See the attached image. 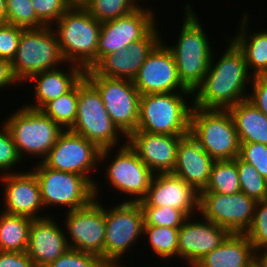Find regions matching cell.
Here are the masks:
<instances>
[{
	"mask_svg": "<svg viewBox=\"0 0 267 267\" xmlns=\"http://www.w3.org/2000/svg\"><path fill=\"white\" fill-rule=\"evenodd\" d=\"M162 42L163 40L147 56L133 79L134 86L140 95L172 93L179 88L181 94L193 96L179 78L172 52Z\"/></svg>",
	"mask_w": 267,
	"mask_h": 267,
	"instance_id": "15",
	"label": "cell"
},
{
	"mask_svg": "<svg viewBox=\"0 0 267 267\" xmlns=\"http://www.w3.org/2000/svg\"><path fill=\"white\" fill-rule=\"evenodd\" d=\"M248 15L244 13L241 23V31L231 40L242 51L248 70H252L253 77L267 76V30L258 31L248 36Z\"/></svg>",
	"mask_w": 267,
	"mask_h": 267,
	"instance_id": "28",
	"label": "cell"
},
{
	"mask_svg": "<svg viewBox=\"0 0 267 267\" xmlns=\"http://www.w3.org/2000/svg\"><path fill=\"white\" fill-rule=\"evenodd\" d=\"M240 191L237 157L234 160L214 161L208 183L202 192L232 195Z\"/></svg>",
	"mask_w": 267,
	"mask_h": 267,
	"instance_id": "30",
	"label": "cell"
},
{
	"mask_svg": "<svg viewBox=\"0 0 267 267\" xmlns=\"http://www.w3.org/2000/svg\"><path fill=\"white\" fill-rule=\"evenodd\" d=\"M139 204L141 207L176 208L191 217L194 211H199V193L172 172L156 173Z\"/></svg>",
	"mask_w": 267,
	"mask_h": 267,
	"instance_id": "18",
	"label": "cell"
},
{
	"mask_svg": "<svg viewBox=\"0 0 267 267\" xmlns=\"http://www.w3.org/2000/svg\"><path fill=\"white\" fill-rule=\"evenodd\" d=\"M100 149L115 148L118 137L127 138L113 123L98 90L84 76L78 82V105L75 124L70 129Z\"/></svg>",
	"mask_w": 267,
	"mask_h": 267,
	"instance_id": "6",
	"label": "cell"
},
{
	"mask_svg": "<svg viewBox=\"0 0 267 267\" xmlns=\"http://www.w3.org/2000/svg\"><path fill=\"white\" fill-rule=\"evenodd\" d=\"M0 267H36L27 252L0 251Z\"/></svg>",
	"mask_w": 267,
	"mask_h": 267,
	"instance_id": "44",
	"label": "cell"
},
{
	"mask_svg": "<svg viewBox=\"0 0 267 267\" xmlns=\"http://www.w3.org/2000/svg\"><path fill=\"white\" fill-rule=\"evenodd\" d=\"M119 148L106 169L108 182L117 191L134 196L126 202H140L146 196L155 173L127 142Z\"/></svg>",
	"mask_w": 267,
	"mask_h": 267,
	"instance_id": "17",
	"label": "cell"
},
{
	"mask_svg": "<svg viewBox=\"0 0 267 267\" xmlns=\"http://www.w3.org/2000/svg\"><path fill=\"white\" fill-rule=\"evenodd\" d=\"M187 8V9H186ZM185 17L176 45L167 46L172 52L179 78L192 93L202 83L213 57L212 48L199 18L191 5H185ZM198 19V20H197Z\"/></svg>",
	"mask_w": 267,
	"mask_h": 267,
	"instance_id": "2",
	"label": "cell"
},
{
	"mask_svg": "<svg viewBox=\"0 0 267 267\" xmlns=\"http://www.w3.org/2000/svg\"><path fill=\"white\" fill-rule=\"evenodd\" d=\"M100 28L101 23L86 9L69 8L55 28L65 63L91 69L96 64Z\"/></svg>",
	"mask_w": 267,
	"mask_h": 267,
	"instance_id": "3",
	"label": "cell"
},
{
	"mask_svg": "<svg viewBox=\"0 0 267 267\" xmlns=\"http://www.w3.org/2000/svg\"><path fill=\"white\" fill-rule=\"evenodd\" d=\"M7 126L18 154L22 159L27 155L40 156L42 160L56 143L63 129L41 110L23 105L4 122ZM23 153L25 155H23Z\"/></svg>",
	"mask_w": 267,
	"mask_h": 267,
	"instance_id": "9",
	"label": "cell"
},
{
	"mask_svg": "<svg viewBox=\"0 0 267 267\" xmlns=\"http://www.w3.org/2000/svg\"><path fill=\"white\" fill-rule=\"evenodd\" d=\"M121 265L122 264H120V263H113V264H111V267H122ZM123 267H126V266H123Z\"/></svg>",
	"mask_w": 267,
	"mask_h": 267,
	"instance_id": "49",
	"label": "cell"
},
{
	"mask_svg": "<svg viewBox=\"0 0 267 267\" xmlns=\"http://www.w3.org/2000/svg\"><path fill=\"white\" fill-rule=\"evenodd\" d=\"M1 175L0 181L3 182L2 184L5 183L3 212L11 215H23L32 219L44 218L38 216V210L44 206L41 200L40 186L32 170Z\"/></svg>",
	"mask_w": 267,
	"mask_h": 267,
	"instance_id": "22",
	"label": "cell"
},
{
	"mask_svg": "<svg viewBox=\"0 0 267 267\" xmlns=\"http://www.w3.org/2000/svg\"><path fill=\"white\" fill-rule=\"evenodd\" d=\"M66 229L69 248L98 255L104 261L106 224L104 207L94 198L88 205L68 211Z\"/></svg>",
	"mask_w": 267,
	"mask_h": 267,
	"instance_id": "16",
	"label": "cell"
},
{
	"mask_svg": "<svg viewBox=\"0 0 267 267\" xmlns=\"http://www.w3.org/2000/svg\"><path fill=\"white\" fill-rule=\"evenodd\" d=\"M102 267H111L110 263H105Z\"/></svg>",
	"mask_w": 267,
	"mask_h": 267,
	"instance_id": "50",
	"label": "cell"
},
{
	"mask_svg": "<svg viewBox=\"0 0 267 267\" xmlns=\"http://www.w3.org/2000/svg\"><path fill=\"white\" fill-rule=\"evenodd\" d=\"M230 45L221 58L210 66L202 83L195 89L192 106L203 109H228L248 99L246 90L249 70L242 51L230 39ZM249 75V76H248ZM197 93V94H196Z\"/></svg>",
	"mask_w": 267,
	"mask_h": 267,
	"instance_id": "1",
	"label": "cell"
},
{
	"mask_svg": "<svg viewBox=\"0 0 267 267\" xmlns=\"http://www.w3.org/2000/svg\"><path fill=\"white\" fill-rule=\"evenodd\" d=\"M6 0H0V23L5 22L6 13H5Z\"/></svg>",
	"mask_w": 267,
	"mask_h": 267,
	"instance_id": "48",
	"label": "cell"
},
{
	"mask_svg": "<svg viewBox=\"0 0 267 267\" xmlns=\"http://www.w3.org/2000/svg\"><path fill=\"white\" fill-rule=\"evenodd\" d=\"M34 169L44 207L62 205L71 211L88 205L95 198L94 185L85 176L51 169L41 161Z\"/></svg>",
	"mask_w": 267,
	"mask_h": 267,
	"instance_id": "11",
	"label": "cell"
},
{
	"mask_svg": "<svg viewBox=\"0 0 267 267\" xmlns=\"http://www.w3.org/2000/svg\"><path fill=\"white\" fill-rule=\"evenodd\" d=\"M245 234L254 249L267 247V200L256 202L252 224Z\"/></svg>",
	"mask_w": 267,
	"mask_h": 267,
	"instance_id": "37",
	"label": "cell"
},
{
	"mask_svg": "<svg viewBox=\"0 0 267 267\" xmlns=\"http://www.w3.org/2000/svg\"><path fill=\"white\" fill-rule=\"evenodd\" d=\"M104 264L98 255L70 248L47 267H102Z\"/></svg>",
	"mask_w": 267,
	"mask_h": 267,
	"instance_id": "38",
	"label": "cell"
},
{
	"mask_svg": "<svg viewBox=\"0 0 267 267\" xmlns=\"http://www.w3.org/2000/svg\"><path fill=\"white\" fill-rule=\"evenodd\" d=\"M85 77L101 94L103 104L118 129L126 137L136 131L141 95L133 81L97 75L92 69L85 70Z\"/></svg>",
	"mask_w": 267,
	"mask_h": 267,
	"instance_id": "10",
	"label": "cell"
},
{
	"mask_svg": "<svg viewBox=\"0 0 267 267\" xmlns=\"http://www.w3.org/2000/svg\"><path fill=\"white\" fill-rule=\"evenodd\" d=\"M24 29L6 22L0 23V58L11 62L14 60Z\"/></svg>",
	"mask_w": 267,
	"mask_h": 267,
	"instance_id": "40",
	"label": "cell"
},
{
	"mask_svg": "<svg viewBox=\"0 0 267 267\" xmlns=\"http://www.w3.org/2000/svg\"><path fill=\"white\" fill-rule=\"evenodd\" d=\"M237 169L241 192L256 202L267 200V180L256 168L237 157Z\"/></svg>",
	"mask_w": 267,
	"mask_h": 267,
	"instance_id": "33",
	"label": "cell"
},
{
	"mask_svg": "<svg viewBox=\"0 0 267 267\" xmlns=\"http://www.w3.org/2000/svg\"><path fill=\"white\" fill-rule=\"evenodd\" d=\"M263 248L255 249L254 267H267V247ZM261 249L262 251H260ZM257 252L261 255H259Z\"/></svg>",
	"mask_w": 267,
	"mask_h": 267,
	"instance_id": "46",
	"label": "cell"
},
{
	"mask_svg": "<svg viewBox=\"0 0 267 267\" xmlns=\"http://www.w3.org/2000/svg\"><path fill=\"white\" fill-rule=\"evenodd\" d=\"M17 82L19 80L13 72L12 62L0 58V88L17 84Z\"/></svg>",
	"mask_w": 267,
	"mask_h": 267,
	"instance_id": "45",
	"label": "cell"
},
{
	"mask_svg": "<svg viewBox=\"0 0 267 267\" xmlns=\"http://www.w3.org/2000/svg\"><path fill=\"white\" fill-rule=\"evenodd\" d=\"M64 61V62H63ZM65 60L56 33L50 26L29 28L21 32L12 68L19 82H27L34 74L56 69Z\"/></svg>",
	"mask_w": 267,
	"mask_h": 267,
	"instance_id": "8",
	"label": "cell"
},
{
	"mask_svg": "<svg viewBox=\"0 0 267 267\" xmlns=\"http://www.w3.org/2000/svg\"><path fill=\"white\" fill-rule=\"evenodd\" d=\"M70 73L59 68L32 75L28 81H35L34 94L36 103L26 107L41 110L48 102L70 91L84 76L85 70L70 63Z\"/></svg>",
	"mask_w": 267,
	"mask_h": 267,
	"instance_id": "25",
	"label": "cell"
},
{
	"mask_svg": "<svg viewBox=\"0 0 267 267\" xmlns=\"http://www.w3.org/2000/svg\"><path fill=\"white\" fill-rule=\"evenodd\" d=\"M78 105V83L68 92L48 102L41 111L63 130L75 124Z\"/></svg>",
	"mask_w": 267,
	"mask_h": 267,
	"instance_id": "31",
	"label": "cell"
},
{
	"mask_svg": "<svg viewBox=\"0 0 267 267\" xmlns=\"http://www.w3.org/2000/svg\"><path fill=\"white\" fill-rule=\"evenodd\" d=\"M255 249L246 234L230 233L194 267H254Z\"/></svg>",
	"mask_w": 267,
	"mask_h": 267,
	"instance_id": "26",
	"label": "cell"
},
{
	"mask_svg": "<svg viewBox=\"0 0 267 267\" xmlns=\"http://www.w3.org/2000/svg\"><path fill=\"white\" fill-rule=\"evenodd\" d=\"M32 218L0 214V251L27 252Z\"/></svg>",
	"mask_w": 267,
	"mask_h": 267,
	"instance_id": "29",
	"label": "cell"
},
{
	"mask_svg": "<svg viewBox=\"0 0 267 267\" xmlns=\"http://www.w3.org/2000/svg\"><path fill=\"white\" fill-rule=\"evenodd\" d=\"M185 135L152 134L134 131L126 142L138 157L156 174L170 173L176 163L177 148Z\"/></svg>",
	"mask_w": 267,
	"mask_h": 267,
	"instance_id": "21",
	"label": "cell"
},
{
	"mask_svg": "<svg viewBox=\"0 0 267 267\" xmlns=\"http://www.w3.org/2000/svg\"><path fill=\"white\" fill-rule=\"evenodd\" d=\"M214 161L189 133L180 139L172 173L200 193L206 188Z\"/></svg>",
	"mask_w": 267,
	"mask_h": 267,
	"instance_id": "24",
	"label": "cell"
},
{
	"mask_svg": "<svg viewBox=\"0 0 267 267\" xmlns=\"http://www.w3.org/2000/svg\"><path fill=\"white\" fill-rule=\"evenodd\" d=\"M184 98L179 92L141 95L136 131L166 135L189 134L192 106Z\"/></svg>",
	"mask_w": 267,
	"mask_h": 267,
	"instance_id": "5",
	"label": "cell"
},
{
	"mask_svg": "<svg viewBox=\"0 0 267 267\" xmlns=\"http://www.w3.org/2000/svg\"><path fill=\"white\" fill-rule=\"evenodd\" d=\"M250 80L253 89L248 100L267 116V76H255Z\"/></svg>",
	"mask_w": 267,
	"mask_h": 267,
	"instance_id": "43",
	"label": "cell"
},
{
	"mask_svg": "<svg viewBox=\"0 0 267 267\" xmlns=\"http://www.w3.org/2000/svg\"><path fill=\"white\" fill-rule=\"evenodd\" d=\"M190 218L187 217L179 228L178 257L194 267L206 254L220 246L230 233L210 220L192 222Z\"/></svg>",
	"mask_w": 267,
	"mask_h": 267,
	"instance_id": "20",
	"label": "cell"
},
{
	"mask_svg": "<svg viewBox=\"0 0 267 267\" xmlns=\"http://www.w3.org/2000/svg\"><path fill=\"white\" fill-rule=\"evenodd\" d=\"M69 8L85 9L92 0H64Z\"/></svg>",
	"mask_w": 267,
	"mask_h": 267,
	"instance_id": "47",
	"label": "cell"
},
{
	"mask_svg": "<svg viewBox=\"0 0 267 267\" xmlns=\"http://www.w3.org/2000/svg\"><path fill=\"white\" fill-rule=\"evenodd\" d=\"M256 201L243 192L225 195L199 193V212L204 219L225 228L229 233L245 234L250 228Z\"/></svg>",
	"mask_w": 267,
	"mask_h": 267,
	"instance_id": "13",
	"label": "cell"
},
{
	"mask_svg": "<svg viewBox=\"0 0 267 267\" xmlns=\"http://www.w3.org/2000/svg\"><path fill=\"white\" fill-rule=\"evenodd\" d=\"M178 232L170 227L144 226L153 253L166 260L178 256Z\"/></svg>",
	"mask_w": 267,
	"mask_h": 267,
	"instance_id": "32",
	"label": "cell"
},
{
	"mask_svg": "<svg viewBox=\"0 0 267 267\" xmlns=\"http://www.w3.org/2000/svg\"><path fill=\"white\" fill-rule=\"evenodd\" d=\"M142 7L123 17L101 23L96 63L104 55L116 53L143 39L156 26L151 8Z\"/></svg>",
	"mask_w": 267,
	"mask_h": 267,
	"instance_id": "14",
	"label": "cell"
},
{
	"mask_svg": "<svg viewBox=\"0 0 267 267\" xmlns=\"http://www.w3.org/2000/svg\"><path fill=\"white\" fill-rule=\"evenodd\" d=\"M64 231L53 217L33 219L29 229L27 255L36 267H47L69 248Z\"/></svg>",
	"mask_w": 267,
	"mask_h": 267,
	"instance_id": "23",
	"label": "cell"
},
{
	"mask_svg": "<svg viewBox=\"0 0 267 267\" xmlns=\"http://www.w3.org/2000/svg\"><path fill=\"white\" fill-rule=\"evenodd\" d=\"M0 128L3 129H0V170L2 173L7 174L6 172L9 171V168L12 169L22 159L5 123Z\"/></svg>",
	"mask_w": 267,
	"mask_h": 267,
	"instance_id": "42",
	"label": "cell"
},
{
	"mask_svg": "<svg viewBox=\"0 0 267 267\" xmlns=\"http://www.w3.org/2000/svg\"><path fill=\"white\" fill-rule=\"evenodd\" d=\"M189 133L215 161L234 160L240 143L228 109H203L192 106Z\"/></svg>",
	"mask_w": 267,
	"mask_h": 267,
	"instance_id": "4",
	"label": "cell"
},
{
	"mask_svg": "<svg viewBox=\"0 0 267 267\" xmlns=\"http://www.w3.org/2000/svg\"><path fill=\"white\" fill-rule=\"evenodd\" d=\"M113 208L104 207L106 224L104 242V262L120 263L127 249L137 238L144 236V215L139 202H126Z\"/></svg>",
	"mask_w": 267,
	"mask_h": 267,
	"instance_id": "12",
	"label": "cell"
},
{
	"mask_svg": "<svg viewBox=\"0 0 267 267\" xmlns=\"http://www.w3.org/2000/svg\"><path fill=\"white\" fill-rule=\"evenodd\" d=\"M239 143H262L267 145V116L250 100L246 99L228 108Z\"/></svg>",
	"mask_w": 267,
	"mask_h": 267,
	"instance_id": "27",
	"label": "cell"
},
{
	"mask_svg": "<svg viewBox=\"0 0 267 267\" xmlns=\"http://www.w3.org/2000/svg\"><path fill=\"white\" fill-rule=\"evenodd\" d=\"M139 7L135 0H92L85 9L103 23L128 15Z\"/></svg>",
	"mask_w": 267,
	"mask_h": 267,
	"instance_id": "34",
	"label": "cell"
},
{
	"mask_svg": "<svg viewBox=\"0 0 267 267\" xmlns=\"http://www.w3.org/2000/svg\"><path fill=\"white\" fill-rule=\"evenodd\" d=\"M241 160L251 164L267 180V145L262 143H240Z\"/></svg>",
	"mask_w": 267,
	"mask_h": 267,
	"instance_id": "39",
	"label": "cell"
},
{
	"mask_svg": "<svg viewBox=\"0 0 267 267\" xmlns=\"http://www.w3.org/2000/svg\"><path fill=\"white\" fill-rule=\"evenodd\" d=\"M5 13L8 24L25 29L45 27L38 19L31 0H6Z\"/></svg>",
	"mask_w": 267,
	"mask_h": 267,
	"instance_id": "35",
	"label": "cell"
},
{
	"mask_svg": "<svg viewBox=\"0 0 267 267\" xmlns=\"http://www.w3.org/2000/svg\"><path fill=\"white\" fill-rule=\"evenodd\" d=\"M156 27L127 48L104 55L91 69L97 75L133 81L147 56L162 41Z\"/></svg>",
	"mask_w": 267,
	"mask_h": 267,
	"instance_id": "19",
	"label": "cell"
},
{
	"mask_svg": "<svg viewBox=\"0 0 267 267\" xmlns=\"http://www.w3.org/2000/svg\"><path fill=\"white\" fill-rule=\"evenodd\" d=\"M111 149H100L94 142L68 129L60 133L56 143L41 162L57 171L85 176L94 185V196L97 198L99 188L90 173L93 167L95 170L98 162L109 158Z\"/></svg>",
	"mask_w": 267,
	"mask_h": 267,
	"instance_id": "7",
	"label": "cell"
},
{
	"mask_svg": "<svg viewBox=\"0 0 267 267\" xmlns=\"http://www.w3.org/2000/svg\"><path fill=\"white\" fill-rule=\"evenodd\" d=\"M31 2L38 19L50 27L69 9L64 0H31Z\"/></svg>",
	"mask_w": 267,
	"mask_h": 267,
	"instance_id": "41",
	"label": "cell"
},
{
	"mask_svg": "<svg viewBox=\"0 0 267 267\" xmlns=\"http://www.w3.org/2000/svg\"><path fill=\"white\" fill-rule=\"evenodd\" d=\"M144 226H159L179 229L187 216L179 209L171 207H141Z\"/></svg>",
	"mask_w": 267,
	"mask_h": 267,
	"instance_id": "36",
	"label": "cell"
}]
</instances>
